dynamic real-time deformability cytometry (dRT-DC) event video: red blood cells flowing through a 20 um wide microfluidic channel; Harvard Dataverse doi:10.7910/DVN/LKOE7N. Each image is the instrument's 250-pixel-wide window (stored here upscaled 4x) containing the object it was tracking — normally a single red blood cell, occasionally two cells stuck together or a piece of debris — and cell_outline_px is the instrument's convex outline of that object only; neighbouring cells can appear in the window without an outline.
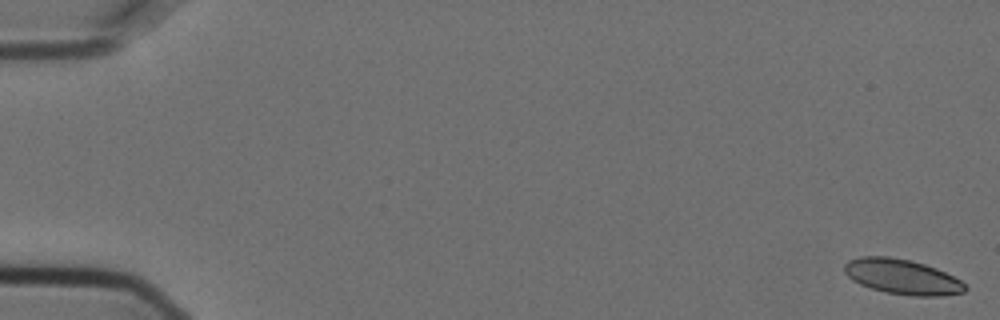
{"species": "Egyptian fruit bat (a non-hibernating species)", "species_latin": "Rousettus aegyptiacus", "temperature_condition": "cold", "stored_images_in_passage": 3, "camera_frame_rate_fps": 3000, "um_per_image_px": 0.085, "animal": {"sex": "female"}, "frame": {"image": 1, "passage_image": 1, "time_ms": 0.0, "image_size_px": [1000, 320], "cell_outline_px": [[968, 288], [964, 292], [944, 296], [912, 296], [884, 292], [860, 284], [852, 280], [844, 272], [844, 264], [848, 260], [860, 256], [888, 256], [908, 260], [924, 264], [936, 268], [960, 280]], "centroid_in_image_um": [76.67, 23.53], "position_along_channel_um": 8.3, "area_um2": 24.68}}